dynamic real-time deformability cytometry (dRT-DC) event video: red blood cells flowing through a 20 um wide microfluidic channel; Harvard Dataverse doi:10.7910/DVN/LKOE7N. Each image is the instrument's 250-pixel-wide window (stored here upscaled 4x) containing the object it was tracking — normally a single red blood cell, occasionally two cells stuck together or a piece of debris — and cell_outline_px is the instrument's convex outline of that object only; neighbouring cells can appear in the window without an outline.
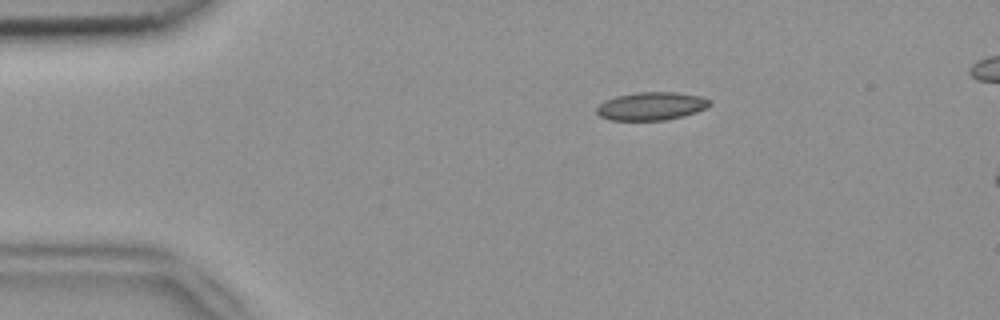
{"species": "common noctule bat (a hibernating species)", "species_latin": "Nyctalus noctula", "temperature_condition": "room temperature", "stored_images_in_passage": 3, "camera_frame_rate_fps": 3000, "um_per_image_px": 0.085, "animal": {"sex": "female", "body_mass_g": 18.4}, "frame": {"image": 1, "passage_image": 1, "time_ms": 0.0, "image_size_px": [1000, 320], "cell_outline_px": [[712, 104], [696, 112], [684, 116], [664, 120], [608, 120], [600, 116], [596, 112], [596, 108], [604, 100], [616, 96], [636, 92], [676, 92], [700, 96], [712, 100]], "centroid_in_image_um": [55.36, 9.02], "position_along_channel_um": 29.6, "area_um2": 18.61}}